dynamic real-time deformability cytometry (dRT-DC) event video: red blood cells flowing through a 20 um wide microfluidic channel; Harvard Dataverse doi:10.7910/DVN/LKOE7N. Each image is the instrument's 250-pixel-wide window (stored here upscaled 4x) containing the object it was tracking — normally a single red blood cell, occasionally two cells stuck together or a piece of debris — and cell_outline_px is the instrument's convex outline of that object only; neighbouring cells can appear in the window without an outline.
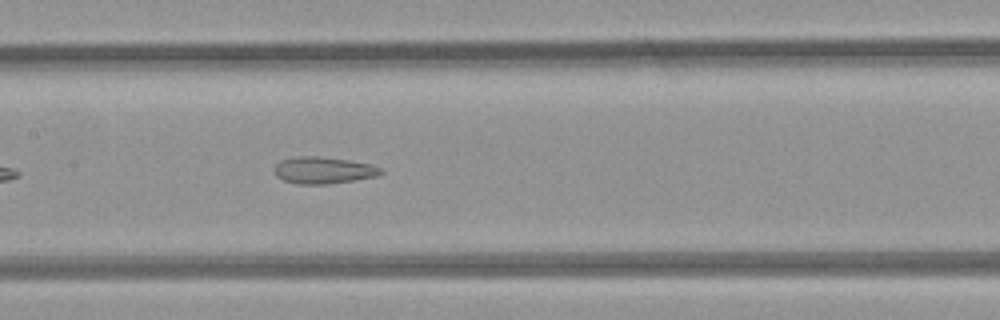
{"species": "common noctule bat (a hibernating species)", "species_latin": "Nyctalus noctula", "temperature_condition": "room temperature", "stored_images_in_passage": 39, "camera_frame_rate_fps": 3000, "um_per_image_px": 0.085, "animal": {"sex": "female", "body_mass_g": 21.9}, "frame": {"image": 1, "passage_image": 13, "time_ms": 4.0, "image_size_px": [1000, 320], "cell_outline_px": [[380, 172], [372, 176], [352, 180], [320, 184], [300, 184], [284, 180], [276, 172], [276, 164], [284, 160], [344, 160], [368, 164], [380, 168]], "centroid_in_image_um": [27.51, 14.54], "position_along_channel_um": 179.9, "area_um2": 14.45}}
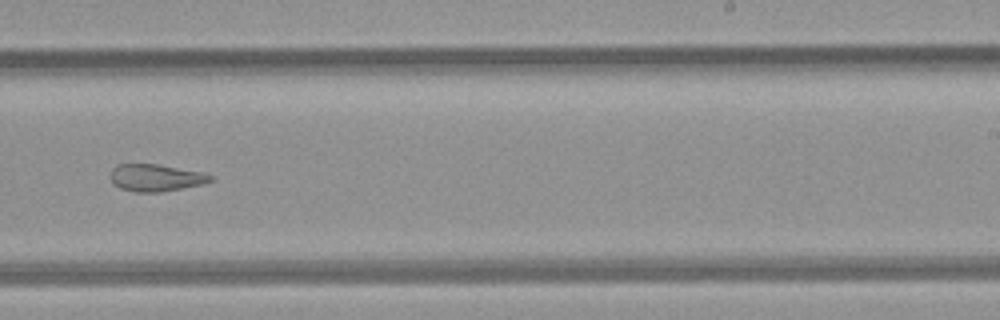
{"frame": {"image": 2, "passage_image": 20, "time_ms": 6.333, "image_size_px": [1000, 320], "cell_outline_px": [[212, 180], [200, 184], [156, 192], [140, 192], [124, 188], [116, 184], [112, 180], [112, 172], [120, 164], [156, 164], [196, 172], [212, 176]], "centroid_in_image_um": [13.23, 15.1], "position_along_channel_um": 275.8, "area_um2": 14.68}}
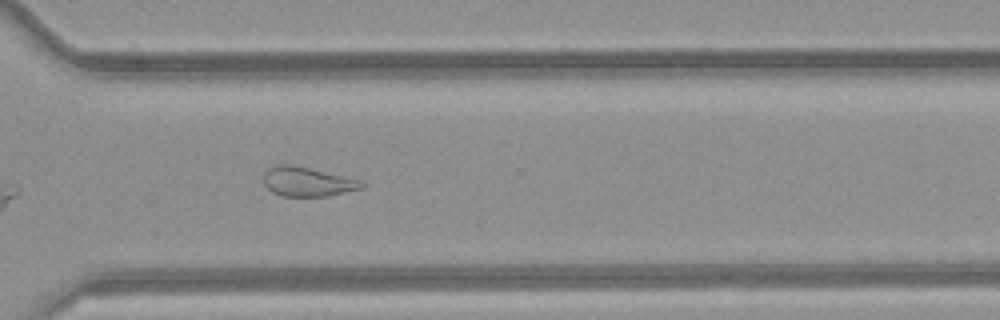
{"frame": {"image": 3, "passage_image": 25, "time_ms": 8.0, "image_size_px": [1000, 320], "cell_outline_px": [[364, 184], [360, 188], [324, 196], [284, 196], [272, 192], [264, 184], [264, 176], [272, 168], [304, 168], [352, 180]], "centroid_in_image_um": [26.06, 15.53], "position_along_channel_um": 344.5, "area_um2": 14.74}, "authors_computed_cell_mechanics": {"area_um2": 15.4904, "velocity_mm_per_s": 4.13, "shape_relaxation_time_tau1_ms": null, "shape_relaxation_time_tau2_ms": 3.5033, "deformation_change_tau1": null, "deformation_change_tau2": 0.124}}